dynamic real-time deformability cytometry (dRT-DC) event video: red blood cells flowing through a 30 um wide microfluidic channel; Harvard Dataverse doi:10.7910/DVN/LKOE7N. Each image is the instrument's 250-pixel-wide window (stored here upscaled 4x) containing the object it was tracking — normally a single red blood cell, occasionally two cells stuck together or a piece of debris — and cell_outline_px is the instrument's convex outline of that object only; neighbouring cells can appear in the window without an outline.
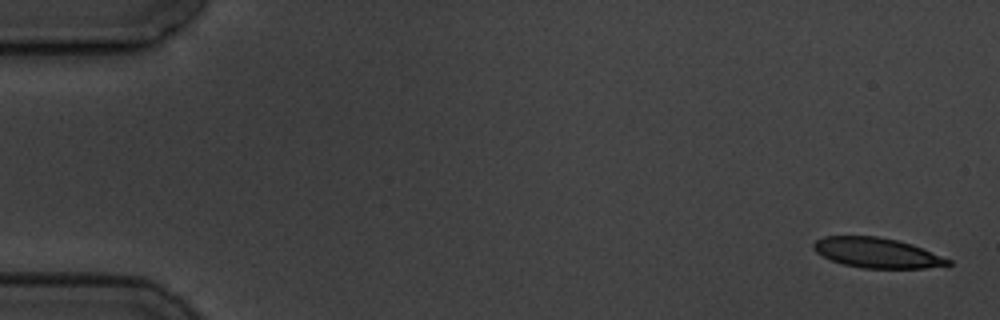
{"species": "common noctule bat (a hibernating species)", "species_latin": "Nyctalus noctula", "temperature_condition": "cold", "stored_images_in_passage": 6, "segment_of_instrument_passage": [1, 2], "camera_frame_rate_fps": 3000, "um_per_image_px": 0.085, "animal": {"sex": "male", "body_mass_g": 19.5, "forearm_length_mm": 54.6}, "frame": {"image": 1, "passage_image": 1, "time_ms": 0.0, "image_size_px": [1000, 320], "cell_outline_px": [[952, 264], [924, 268], [864, 268], [844, 264], [832, 260], [816, 252], [812, 248], [812, 244], [816, 240], [824, 236], [876, 236], [896, 240], [912, 244], [952, 260]], "centroid_in_image_um": [74.53, 21.48], "position_along_channel_um": 10.5, "area_um2": 23.35}}